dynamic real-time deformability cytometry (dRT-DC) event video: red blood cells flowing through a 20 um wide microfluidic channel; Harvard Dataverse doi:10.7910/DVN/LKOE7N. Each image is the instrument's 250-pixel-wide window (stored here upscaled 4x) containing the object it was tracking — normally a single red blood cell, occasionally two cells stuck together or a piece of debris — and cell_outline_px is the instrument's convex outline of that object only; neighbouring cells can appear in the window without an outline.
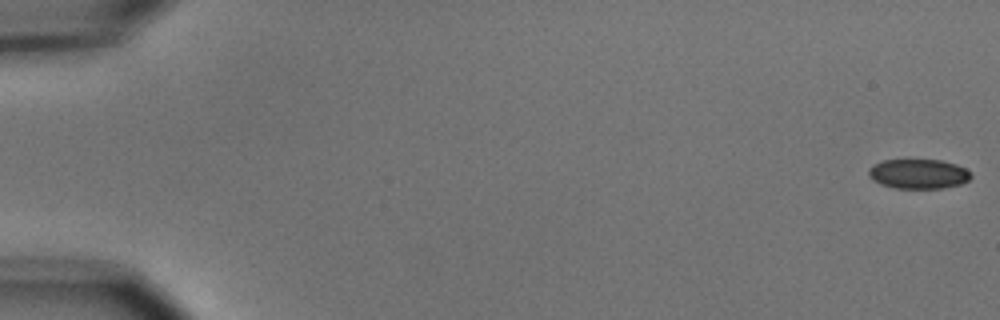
{"species": "common noctule bat (a hibernating species)", "species_latin": "Nyctalus noctula", "temperature_condition": "cold", "stored_images_in_passage": 8, "camera_frame_rate_fps": 3000, "um_per_image_px": 0.085, "animal": {"sex": "male", "body_mass_g": 15.6}, "frame": {"image": 1, "passage_image": 1, "time_ms": 0.0, "image_size_px": [1000, 320], "cell_outline_px": [[972, 176], [968, 180], [960, 184], [944, 188], [896, 188], [880, 184], [872, 180], [868, 176], [868, 168], [872, 164], [884, 160], [940, 160], [956, 164], [964, 168]], "centroid_in_image_um": [78.02, 14.78], "position_along_channel_um": 7.0, "area_um2": 17.69}}
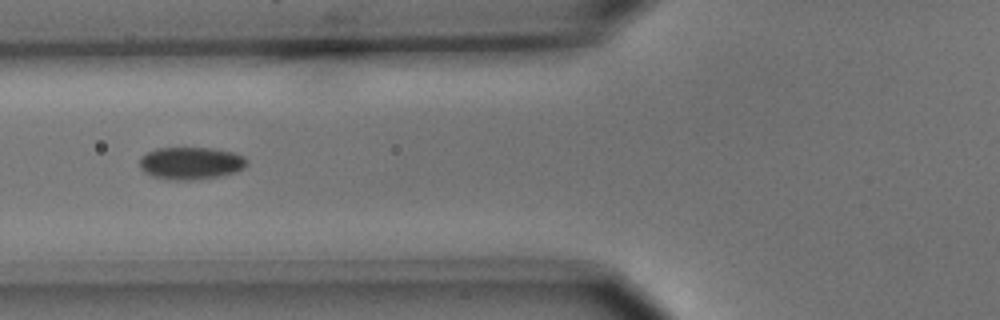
{"frame": {"image": 2, "passage_image": 6, "time_ms": 7.0, "image_size_px": [1000, 320], "cell_outline_px": [[248, 164], [244, 168], [236, 172], [220, 176], [188, 180], [172, 180], [152, 176], [144, 172], [140, 168], [140, 156], [156, 148], [212, 148], [232, 152], [244, 156], [248, 160]], "centroid_in_image_um": [16.23, 13.87], "position_along_channel_um": 109.6, "area_um2": 20.35}}
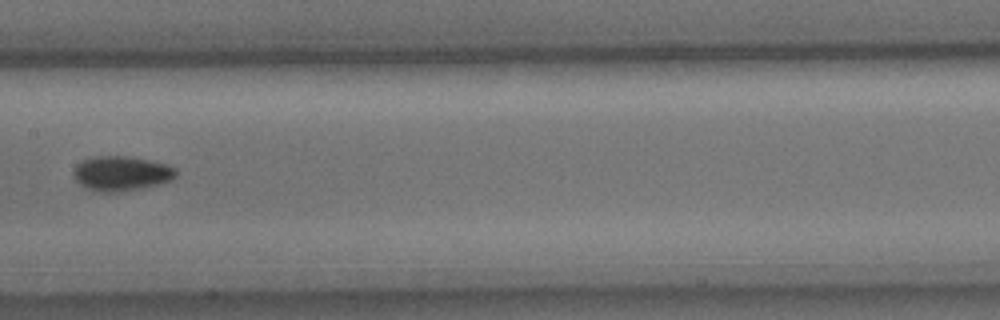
{"frame": {"image": 3, "passage_image": 8, "time_ms": 9.333, "image_size_px": [1000, 320], "cell_outline_px": [[180, 172], [172, 180], [160, 184], [144, 188], [116, 192], [96, 192], [80, 184], [76, 180], [72, 172], [76, 164], [84, 160], [96, 156], [128, 156], [168, 164], [176, 168]], "centroid_in_image_um": [10.36, 14.75], "position_along_channel_um": 197.0, "area_um2": 20.98}}